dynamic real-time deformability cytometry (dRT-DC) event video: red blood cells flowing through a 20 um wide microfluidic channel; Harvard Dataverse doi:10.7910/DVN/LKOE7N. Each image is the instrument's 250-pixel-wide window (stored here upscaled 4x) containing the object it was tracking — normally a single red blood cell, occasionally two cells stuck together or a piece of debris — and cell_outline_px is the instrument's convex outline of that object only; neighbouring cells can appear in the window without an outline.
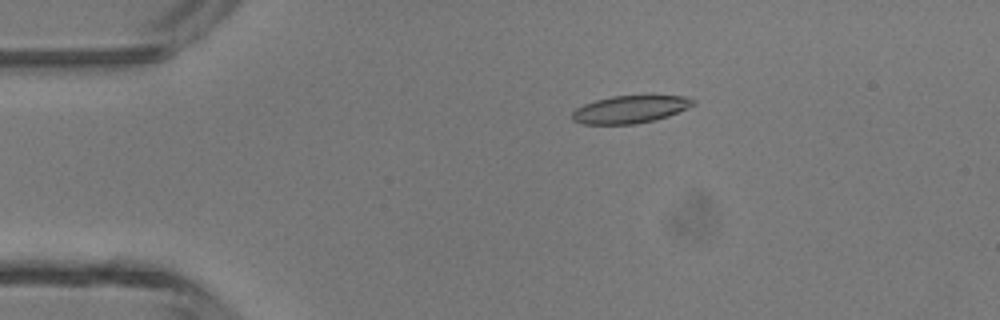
{"species": "common noctule bat (a hibernating species)", "species_latin": "Nyctalus noctula", "temperature_condition": "room temperature", "stored_images_in_passage": 48, "camera_frame_rate_fps": 3000, "um_per_image_px": 0.085, "animal": {"sex": "male", "body_mass_g": 13.3}, "frame": {"image": 1, "passage_image": 10, "time_ms": 3.0, "image_size_px": [1000, 320], "cell_outline_px": [[696, 104], [688, 108], [668, 116], [656, 120], [636, 124], [580, 124], [572, 120], [572, 112], [576, 108], [584, 104], [596, 100], [612, 96], [688, 96], [696, 100]], "centroid_in_image_um": [53.58, 9.3], "position_along_channel_um": 31.4, "area_um2": 19.54}}
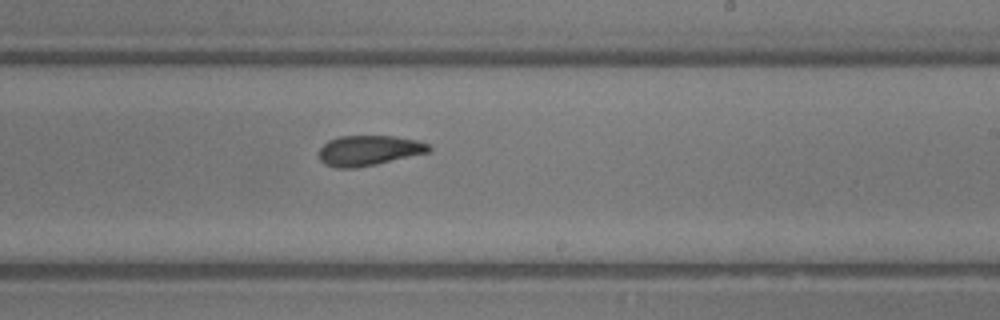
{"frame": {"image": 2, "passage_image": 29, "time_ms": 9.333, "image_size_px": [1000, 320], "cell_outline_px": [[432, 148], [428, 152], [376, 164], [356, 168], [336, 168], [324, 164], [320, 160], [320, 148], [328, 140], [340, 136], [396, 136], [420, 140], [428, 144]], "centroid_in_image_um": [31.35, 12.78], "position_along_channel_um": 257.6, "area_um2": 19.36}}
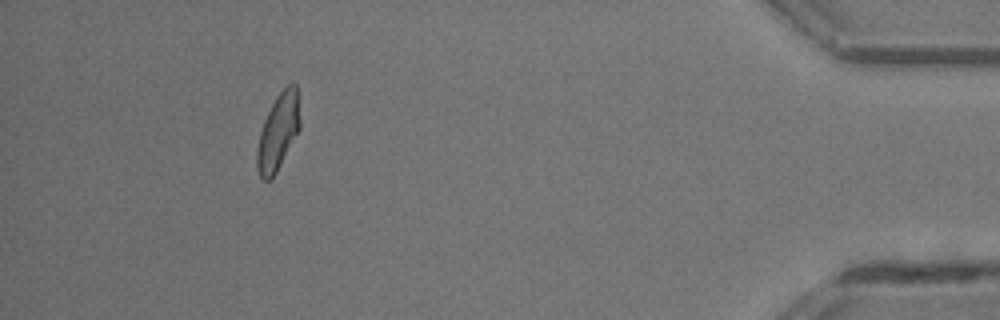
{"frame": {"image": 3, "passage_image": 44, "time_ms": 14.333, "image_size_px": [1000, 320], "cell_outline_px": [[300, 128], [272, 180], [264, 180], [260, 176], [256, 168], [256, 148], [260, 132], [264, 120], [276, 96], [292, 80], [296, 84], [300, 120]], "centroid_in_image_um": [23.63, 11.22], "position_along_channel_um": 411.6, "area_um2": 19.13}, "authors_computed_cell_mechanics": {"area_um2": 19.652, "velocity_mm_per_s": 4.3581, "shape_relaxation_time_tau1_ms": 4.0666, "shape_relaxation_time_tau2_ms": 2.4484, "deformation_change_tau1": 0.1585, "deformation_change_tau2": 0.1126}}